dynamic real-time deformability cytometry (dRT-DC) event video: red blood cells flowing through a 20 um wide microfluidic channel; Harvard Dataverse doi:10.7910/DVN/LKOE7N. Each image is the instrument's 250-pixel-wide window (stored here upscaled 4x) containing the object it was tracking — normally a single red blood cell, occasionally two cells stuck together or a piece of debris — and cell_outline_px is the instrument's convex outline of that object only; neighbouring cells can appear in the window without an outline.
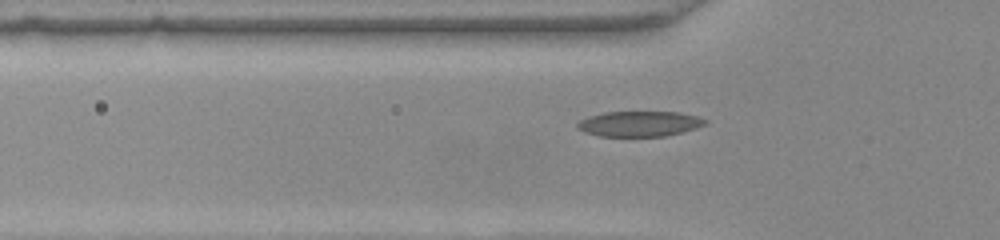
{"species": "common noctule bat (a hibernating species)", "species_latin": "Nyctalus noctula", "temperature_condition": "warm", "stored_images_in_passage": 31, "camera_frame_rate_fps": 3000, "um_per_image_px": 0.085, "animal": {"sex": "female", "body_mass_g": 22.0, "forearm_length_mm": 56.7}, "frame": {"image": 1, "passage_image": 2, "time_ms": 0.333, "image_size_px": [1000, 240], "cell_outline_px": [[708, 124], [696, 128], [664, 136], [600, 136], [584, 132], [576, 128], [576, 124], [580, 120], [588, 116], [604, 112], [680, 112], [696, 116], [708, 120]], "centroid_in_image_um": [54.34, 10.52], "position_along_channel_um": 71.5, "area_um2": 18.9}}
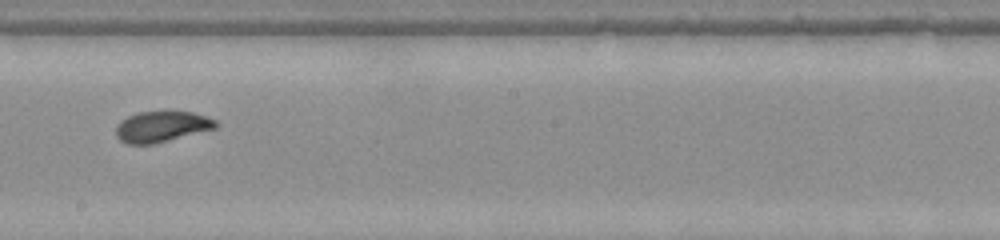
{"frame": {"image": 2, "passage_image": 14, "time_ms": 4.333, "image_size_px": [1000, 240], "cell_outline_px": [[220, 124], [216, 128], [152, 144], [128, 144], [120, 140], [116, 136], [116, 124], [120, 120], [128, 116], [140, 112], [192, 112], [216, 120]], "centroid_in_image_um": [13.72, 10.76], "position_along_channel_um": 234.5, "area_um2": 17.74}}
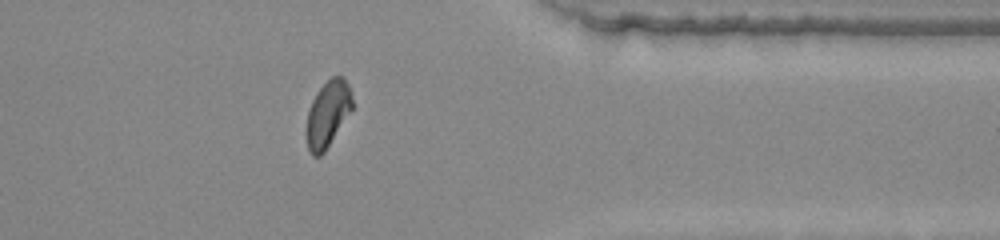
{"frame": {"image": 3, "passage_image": 26, "time_ms": 8.333, "image_size_px": [1000, 240], "cell_outline_px": [[352, 108], [324, 152], [320, 156], [312, 156], [308, 148], [308, 112], [312, 100], [320, 88], [332, 76], [344, 76], [352, 92]], "centroid_in_image_um": [27.88, 9.64], "position_along_channel_um": 383.5, "area_um2": 17.11}, "authors_computed_cell_mechanics": {"area_um2": 17.918, "velocity_mm_per_s": 4.0698, "shape_relaxation_time_tau1_ms": 4.1693, "shape_relaxation_time_tau2_ms": 1.2303, "deformation_change_tau1": 0.1721, "deformation_change_tau2": 0.0608}}